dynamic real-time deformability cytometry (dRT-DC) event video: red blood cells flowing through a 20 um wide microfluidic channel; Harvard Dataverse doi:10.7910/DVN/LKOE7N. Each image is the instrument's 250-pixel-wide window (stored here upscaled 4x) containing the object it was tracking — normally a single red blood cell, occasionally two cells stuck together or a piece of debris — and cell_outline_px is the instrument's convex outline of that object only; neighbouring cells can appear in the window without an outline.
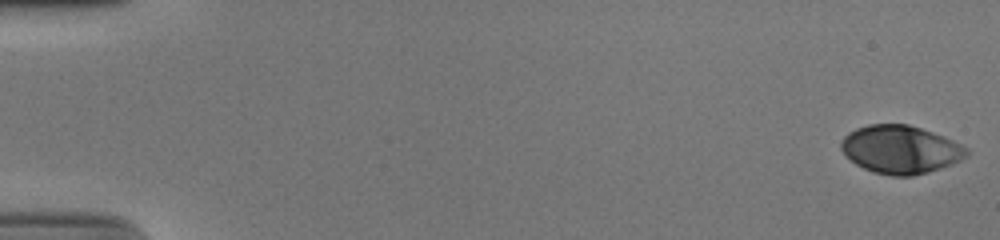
{"species": "human", "species_latin": "Homo sapiens", "temperature_condition": "cold", "stored_images_in_passage": 54, "camera_frame_rate_fps": 3000, "um_per_image_px": 0.085, "donor": {"sex": "male"}, "frame": {"image": 1, "passage_image": 1, "time_ms": 0.0, "image_size_px": [1000, 240], "cell_outline_px": [[968, 156], [952, 164], [928, 172], [912, 176], [892, 176], [872, 172], [856, 164], [840, 148], [840, 140], [848, 132], [856, 128], [868, 124], [908, 124], [944, 136], [968, 148]], "centroid_in_image_um": [76.53, 12.7], "position_along_channel_um": 8.5, "area_um2": 35.2}}
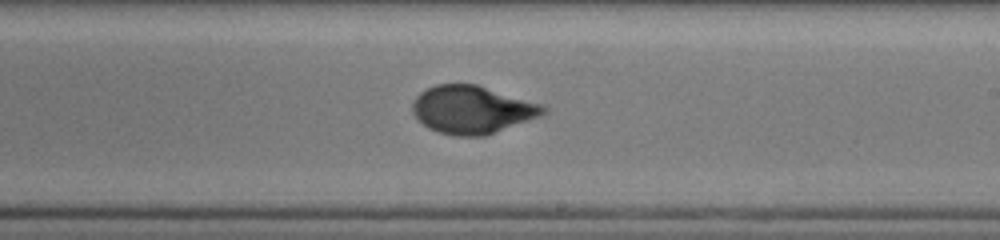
{"frame": {"image": 2, "passage_image": 33, "time_ms": 10.667, "image_size_px": [1000, 240], "cell_outline_px": [[548, 112], [540, 116], [484, 136], [452, 136], [428, 128], [412, 112], [412, 104], [416, 96], [420, 92], [436, 84], [476, 84], [544, 104], [548, 108]], "centroid_in_image_um": [40.16, 9.31], "position_along_channel_um": 248.8, "area_um2": 36.47}}
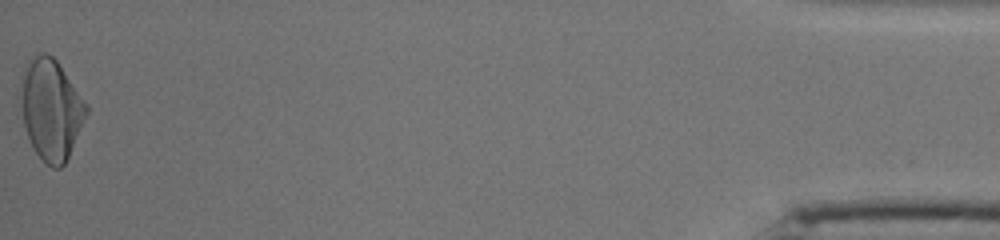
{"frame": {"image": 3, "passage_image": 54, "time_ms": 17.667, "image_size_px": [1000, 240], "cell_outline_px": [[88, 112], [68, 156], [64, 164], [60, 168], [52, 168], [32, 148], [24, 124], [20, 76], [32, 60], [40, 52], [44, 52], [52, 56], [56, 60], [88, 104]], "centroid_in_image_um": [4.36, 9.3], "position_along_channel_um": 430.8, "area_um2": 37.69}, "authors_computed_cell_mechanics": {"area_um2": 35.4892, "velocity_mm_per_s": 3.8764, "shape_relaxation_time_tau1_ms": 5.4798, "shape_relaxation_time_tau2_ms": null, "deformation_change_tau1": 0.2008, "deformation_change_tau2": null}}